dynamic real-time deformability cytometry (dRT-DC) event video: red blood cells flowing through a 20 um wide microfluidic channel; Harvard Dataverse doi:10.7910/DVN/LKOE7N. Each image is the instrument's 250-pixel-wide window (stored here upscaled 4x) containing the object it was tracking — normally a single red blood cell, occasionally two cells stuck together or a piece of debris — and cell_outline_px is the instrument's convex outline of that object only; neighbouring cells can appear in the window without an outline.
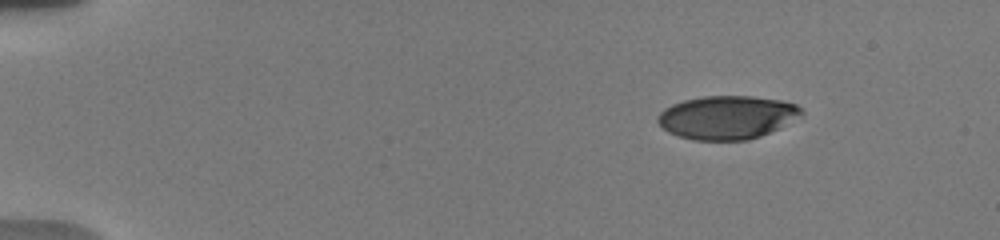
{"species": "human", "species_latin": "Homo sapiens", "temperature_condition": "warm", "stored_images_in_passage": 37, "camera_frame_rate_fps": 3000, "um_per_image_px": 0.085, "donor": {"sex": "male"}, "frame": {"image": 1, "passage_image": 1, "time_ms": 0.0, "image_size_px": [1000, 240], "cell_outline_px": [[804, 112], [776, 128], [760, 136], [748, 140], [692, 140], [668, 132], [656, 120], [656, 116], [664, 108], [672, 104], [684, 100], [704, 96], [752, 96], [780, 100], [796, 104]], "centroid_in_image_um": [61.73, 9.97], "position_along_channel_um": 23.3, "area_um2": 35.89}}
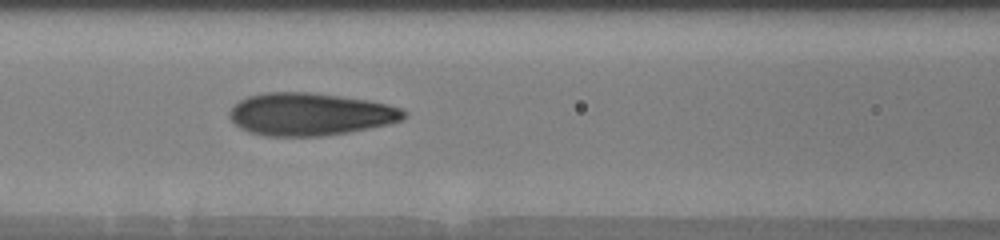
{"frame": {"image": 2, "passage_image": 13, "time_ms": 6.0, "image_size_px": [1000, 240], "cell_outline_px": [[408, 116], [400, 120], [388, 124], [348, 132], [320, 136], [268, 136], [248, 132], [240, 128], [228, 116], [228, 112], [232, 104], [248, 96], [264, 92], [308, 92], [340, 96], [368, 100], [388, 104], [400, 108], [408, 112]], "centroid_in_image_um": [26.33, 9.7], "position_along_channel_um": 140.3, "area_um2": 43.41}}
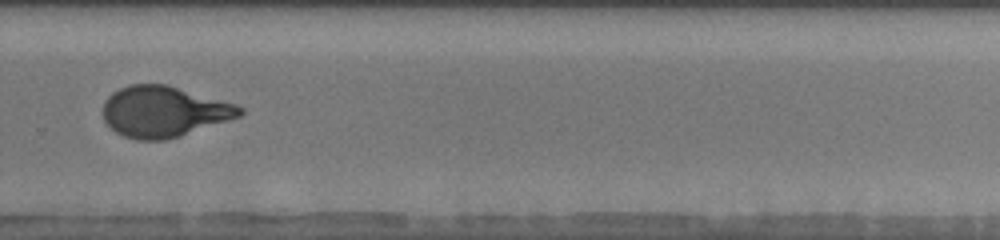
{"frame": {"image": 3, "passage_image": 22, "time_ms": 10.667, "image_size_px": [1000, 240], "cell_outline_px": [[244, 112], [240, 116], [180, 136], [164, 140], [136, 140], [124, 136], [116, 132], [104, 120], [104, 100], [112, 92], [120, 88], [132, 84], [168, 84], [236, 104], [244, 108]], "centroid_in_image_um": [13.93, 9.48], "position_along_channel_um": 315.9, "area_um2": 40.46}, "authors_computed_cell_mechanics": {"area_um2": 40.2866, "velocity_mm_per_s": 3.7863, "shape_relaxation_time_tau1_ms": 5.6623, "shape_relaxation_time_tau2_ms": null, "deformation_change_tau1": 0.2343, "deformation_change_tau2": null}}